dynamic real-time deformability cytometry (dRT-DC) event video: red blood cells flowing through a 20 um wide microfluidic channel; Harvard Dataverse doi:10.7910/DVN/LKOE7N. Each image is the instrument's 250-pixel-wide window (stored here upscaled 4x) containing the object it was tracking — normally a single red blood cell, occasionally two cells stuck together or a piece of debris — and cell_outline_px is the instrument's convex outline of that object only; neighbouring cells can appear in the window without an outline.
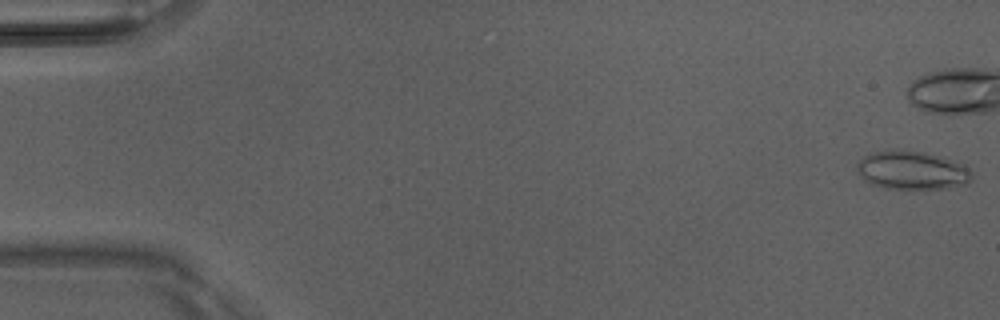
{"species": "Egyptian fruit bat (a non-hibernating species)", "species_latin": "Rousettus aegyptiacus", "temperature_condition": "room temperature", "stored_images_in_passage": 6, "camera_frame_rate_fps": 3000, "um_per_image_px": 0.085, "animal": {"sex": "male"}, "frame": {"image": 1, "passage_image": 1, "time_ms": 0.0, "image_size_px": [1000, 320], "cell_outline_px": [[972, 180], [968, 184], [948, 188], [924, 192], [888, 188], [872, 184], [864, 180], [856, 172], [856, 168], [860, 160], [864, 156], [872, 152], [896, 148], [924, 152], [944, 156], [964, 164], [972, 172]], "centroid_in_image_um": [77.57, 14.5], "position_along_channel_um": 7.4, "area_um2": 27.05}}